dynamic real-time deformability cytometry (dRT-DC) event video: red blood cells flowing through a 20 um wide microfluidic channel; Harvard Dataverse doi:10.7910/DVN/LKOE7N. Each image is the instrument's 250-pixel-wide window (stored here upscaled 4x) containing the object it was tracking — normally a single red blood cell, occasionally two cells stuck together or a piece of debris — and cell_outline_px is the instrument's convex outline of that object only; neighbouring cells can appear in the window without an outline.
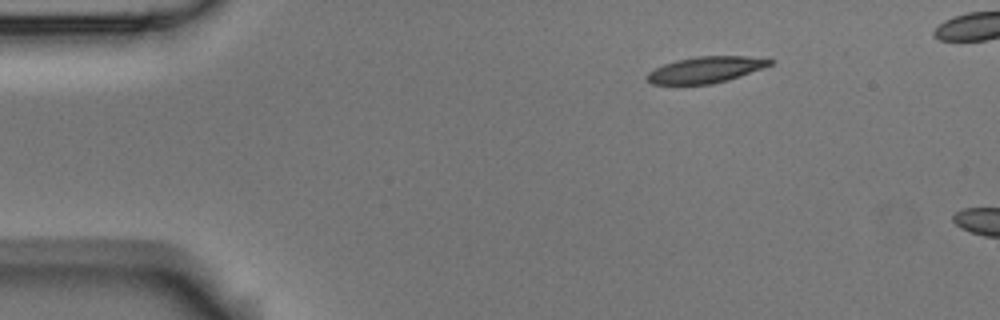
{"species": "Egyptian fruit bat (a non-hibernating species)", "species_latin": "Rousettus aegyptiacus", "temperature_condition": "room temperature", "stored_images_in_passage": 2, "camera_frame_rate_fps": 3000, "um_per_image_px": 0.085, "animal": {"sex": "male"}, "frame": {"image": 1, "passage_image": 1, "time_ms": 0.0, "image_size_px": [1000, 320], "cell_outline_px": [[776, 60], [772, 64], [764, 68], [728, 80], [712, 84], [652, 84], [644, 76], [648, 72], [664, 64], [676, 60], [696, 56], [748, 56]], "centroid_in_image_um": [60.0, 5.92], "position_along_channel_um": 25.0, "area_um2": 18.84}}